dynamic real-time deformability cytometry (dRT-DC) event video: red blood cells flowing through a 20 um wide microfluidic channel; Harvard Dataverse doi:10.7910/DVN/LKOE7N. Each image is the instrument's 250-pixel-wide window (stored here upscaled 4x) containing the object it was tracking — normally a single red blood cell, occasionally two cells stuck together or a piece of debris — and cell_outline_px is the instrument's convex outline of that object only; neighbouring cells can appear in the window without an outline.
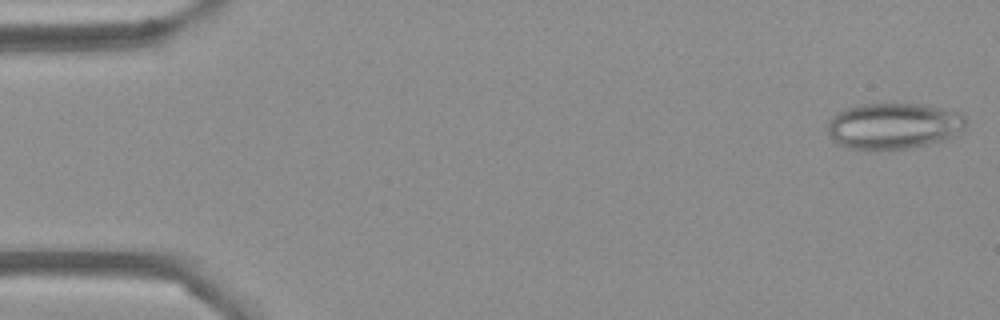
{"species": "Egyptian fruit bat (a non-hibernating species)", "species_latin": "Rousettus aegyptiacus", "temperature_condition": "cold", "stored_images_in_passage": 53, "camera_frame_rate_fps": 3000, "um_per_image_px": 0.085, "frame": {"image": 1, "passage_image": 1, "time_ms": 0.0, "image_size_px": [1000, 320], "cell_outline_px": [[968, 124], [960, 136], [912, 148], [872, 152], [848, 148], [840, 144], [828, 132], [828, 120], [836, 112], [844, 108], [864, 104], [924, 104], [964, 112]], "centroid_in_image_um": [76.04, 10.72], "position_along_channel_um": 9.0, "area_um2": 38.44}}
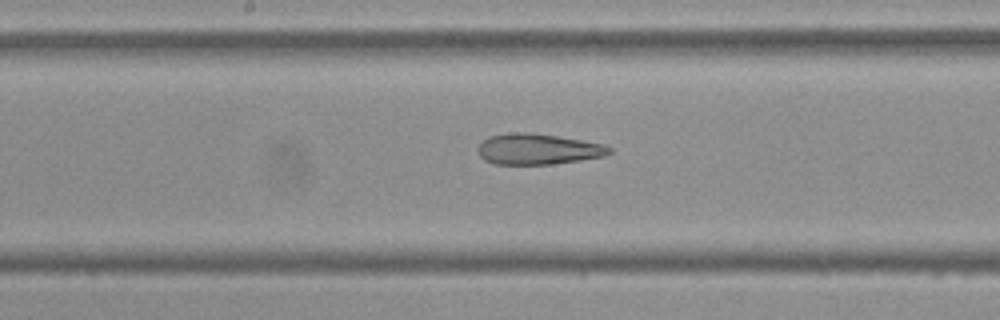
{"frame": {"image": 2, "passage_image": 27, "time_ms": 8.667, "image_size_px": [1000, 320], "cell_outline_px": [[612, 152], [604, 156], [580, 160], [552, 164], [492, 164], [484, 160], [480, 156], [476, 148], [488, 136], [512, 132], [532, 132], [560, 136], [604, 144], [612, 148]], "centroid_in_image_um": [45.71, 12.67], "position_along_channel_um": 202.5, "area_um2": 23.81}}
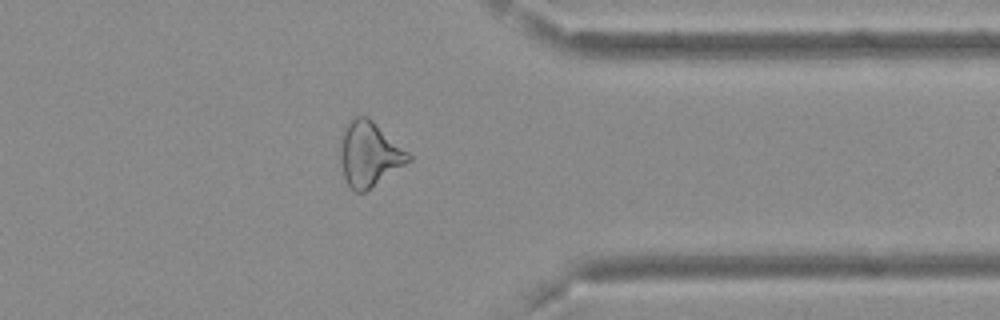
{"frame": {"image": 3, "passage_image": 42, "time_ms": 13.667, "image_size_px": [1000, 320], "cell_outline_px": [[412, 160], [364, 192], [356, 192], [348, 184], [344, 176], [340, 160], [340, 148], [344, 124], [352, 116], [368, 116], [408, 152], [412, 156]], "centroid_in_image_um": [31.37, 13.06], "position_along_channel_um": 380.0, "area_um2": 25.61}, "authors_computed_cell_mechanics": {"area_um2": 27.6284, "velocity_mm_per_s": 3.726, "shape_relaxation_time_tau1_ms": null, "shape_relaxation_time_tau2_ms": 3.5151, "deformation_change_tau1": null, "deformation_change_tau2": 0.1421}}